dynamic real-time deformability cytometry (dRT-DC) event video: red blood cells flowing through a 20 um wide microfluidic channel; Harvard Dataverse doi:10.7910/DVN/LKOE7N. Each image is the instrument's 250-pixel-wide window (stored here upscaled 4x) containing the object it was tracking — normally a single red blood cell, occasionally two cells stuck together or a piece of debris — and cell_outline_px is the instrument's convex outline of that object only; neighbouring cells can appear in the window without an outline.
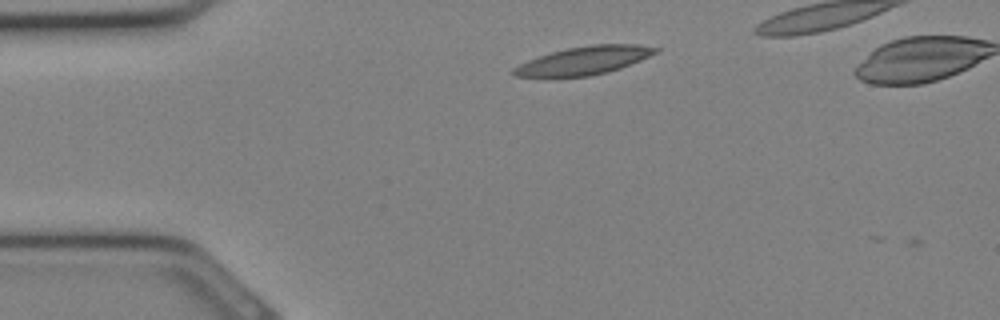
{"species": "Egyptian fruit bat (a non-hibernating species)", "species_latin": "Rousettus aegyptiacus", "temperature_condition": "cold", "stored_images_in_passage": 23, "camera_frame_rate_fps": 3000, "um_per_image_px": 0.085, "animal": {"sex": "female"}, "frame": {"image": 1, "passage_image": 1, "time_ms": 0.0, "image_size_px": [1000, 320], "cell_outline_px": [[660, 48], [656, 52], [640, 60], [620, 68], [608, 72], [588, 76], [516, 76], [512, 72], [512, 68], [528, 60], [552, 52], [568, 48], [592, 44], [640, 44]], "centroid_in_image_um": [49.67, 5.13], "position_along_channel_um": 35.3, "area_um2": 22.83}}
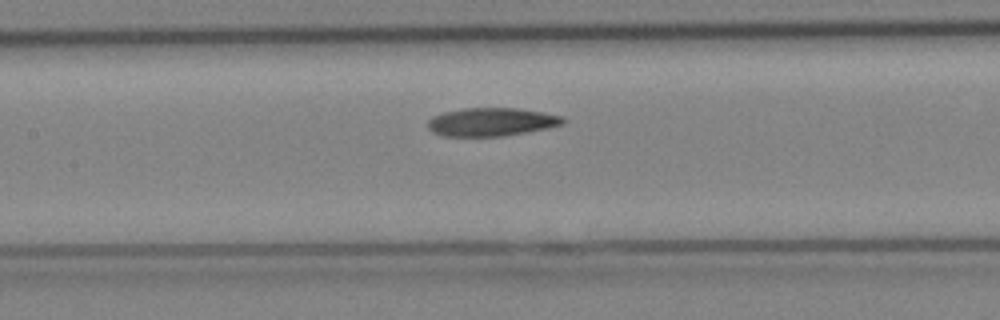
{"frame": {"image": 2, "passage_image": 9, "time_ms": 2.667, "image_size_px": [1000, 320], "cell_outline_px": [[564, 124], [504, 136], [444, 136], [432, 132], [428, 128], [428, 120], [432, 116], [444, 112], [460, 108], [520, 108], [544, 112], [564, 116]], "centroid_in_image_um": [41.75, 10.35], "position_along_channel_um": 165.7, "area_um2": 22.31}}
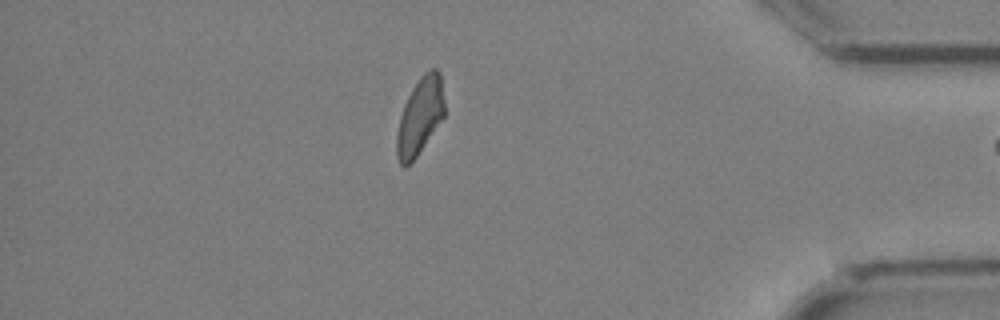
{"frame": {"image": 3, "passage_image": 22, "time_ms": 7.0, "image_size_px": [1000, 320], "cell_outline_px": [[444, 116], [416, 156], [404, 168], [400, 164], [396, 156], [396, 136], [400, 116], [404, 104], [412, 88], [420, 76], [424, 72], [432, 68], [436, 68], [440, 72], [444, 100]], "centroid_in_image_um": [35.68, 9.85], "position_along_channel_um": 399.5, "area_um2": 21.21}}